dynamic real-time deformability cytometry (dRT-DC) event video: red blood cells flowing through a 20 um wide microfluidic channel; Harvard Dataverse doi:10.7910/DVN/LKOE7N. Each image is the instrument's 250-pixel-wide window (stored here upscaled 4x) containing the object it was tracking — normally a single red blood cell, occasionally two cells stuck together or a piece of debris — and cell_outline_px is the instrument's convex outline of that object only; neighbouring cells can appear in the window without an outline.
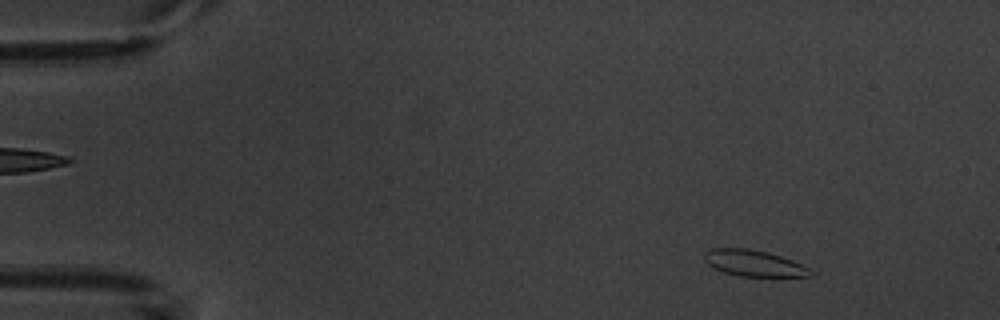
{"species": "common noctule bat (a hibernating species)", "species_latin": "Nyctalus noctula", "temperature_condition": "warm", "stored_images_in_passage": 4, "camera_frame_rate_fps": 3000, "um_per_image_px": 0.085, "animal": {"sex": "male", "body_mass_g": 20.1, "forearm_length_mm": 53.5}, "frame": {"image": 1, "passage_image": 1, "time_ms": 0.0, "image_size_px": [1000, 320], "cell_outline_px": [[812, 276], [740, 276], [724, 272], [708, 264], [704, 260], [704, 252], [712, 248], [748, 248], [768, 252], [792, 260], [808, 268], [812, 272]], "centroid_in_image_um": [64.04, 22.36], "position_along_channel_um": 21.0, "area_um2": 16.01}}
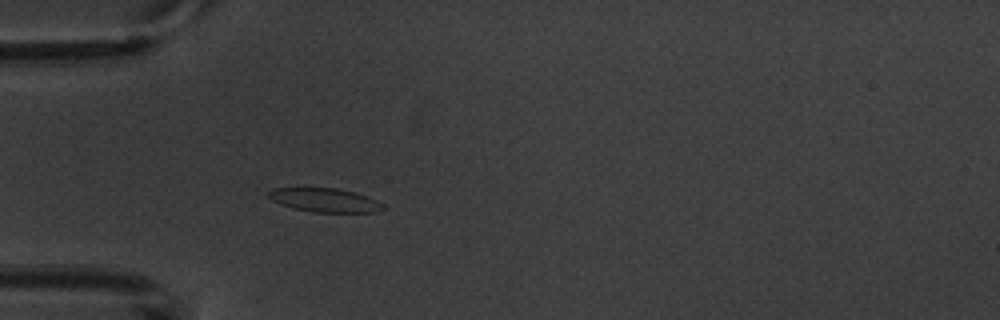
{"frame": {"image": 2, "passage_image": 4, "time_ms": 3.333, "image_size_px": [1000, 320], "cell_outline_px": [[384, 208], [376, 212], [312, 212], [292, 208], [280, 204], [272, 200], [268, 196], [268, 192], [272, 188], [336, 188], [368, 196], [384, 204]], "centroid_in_image_um": [27.59, 17.01], "position_along_channel_um": 57.4, "area_um2": 15.84}}